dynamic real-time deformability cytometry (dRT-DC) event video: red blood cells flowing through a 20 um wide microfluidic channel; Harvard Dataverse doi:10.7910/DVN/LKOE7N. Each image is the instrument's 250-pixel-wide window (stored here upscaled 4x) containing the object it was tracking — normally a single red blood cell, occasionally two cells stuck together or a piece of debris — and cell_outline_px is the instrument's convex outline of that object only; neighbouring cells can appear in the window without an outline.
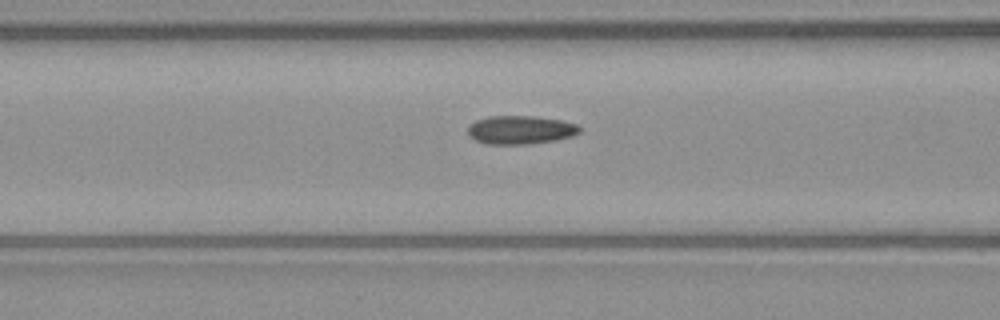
{"species": "common noctule bat (a hibernating species)", "species_latin": "Nyctalus noctula", "temperature_condition": "warm", "stored_images_in_passage": 19, "camera_frame_rate_fps": 3000, "um_per_image_px": 0.085, "animal": {"sex": "male", "body_mass_g": 23.1, "forearm_length_mm": 52.7}, "frame": {"image": 1, "passage_image": 11, "time_ms": 3.333, "image_size_px": [1000, 320], "cell_outline_px": [[580, 132], [572, 136], [556, 140], [528, 144], [488, 144], [476, 140], [468, 136], [468, 128], [476, 120], [488, 116], [532, 116], [560, 120], [576, 124], [580, 128]], "centroid_in_image_um": [44.23, 11.04], "position_along_channel_um": 122.4, "area_um2": 18.44}}
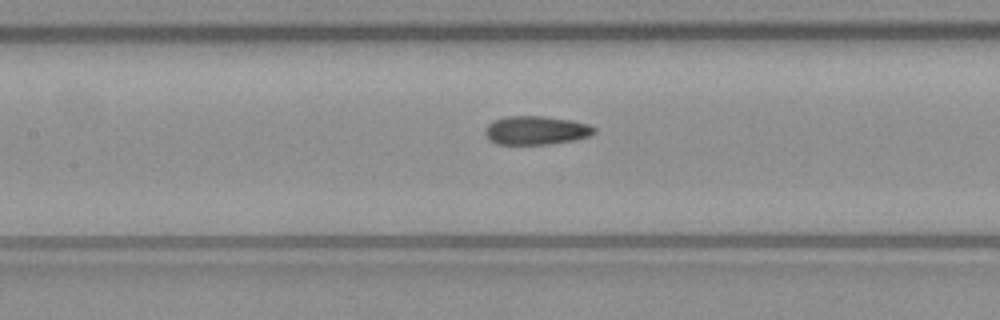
{"frame": {"image": 2, "passage_image": 14, "time_ms": 4.333, "image_size_px": [1000, 320], "cell_outline_px": [[596, 132], [588, 136], [572, 140], [548, 144], [496, 144], [484, 132], [484, 128], [488, 124], [496, 120], [508, 116], [544, 116], [572, 120], [588, 124], [596, 128]], "centroid_in_image_um": [45.58, 11.07], "position_along_channel_um": 161.8, "area_um2": 18.03}}